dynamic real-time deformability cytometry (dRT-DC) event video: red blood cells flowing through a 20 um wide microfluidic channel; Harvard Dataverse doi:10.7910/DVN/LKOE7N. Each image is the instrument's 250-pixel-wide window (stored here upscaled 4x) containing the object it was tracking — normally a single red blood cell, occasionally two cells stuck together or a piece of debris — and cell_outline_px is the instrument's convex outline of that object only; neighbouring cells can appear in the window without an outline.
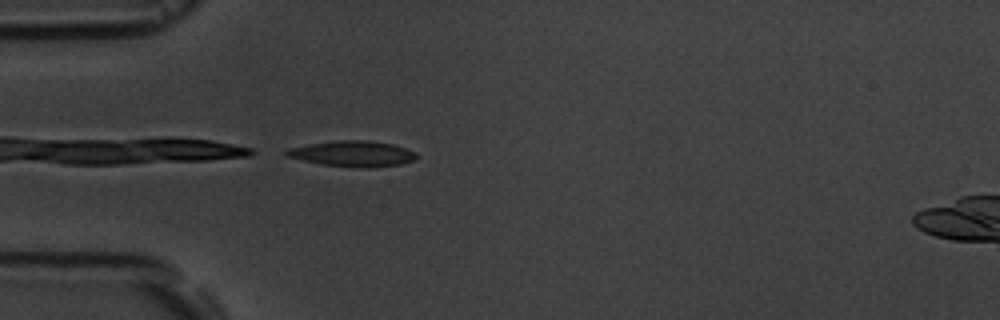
{"species": "common noctule bat (a hibernating species)", "species_latin": "Nyctalus noctula", "temperature_condition": "room temperature", "stored_images_in_passage": 1, "camera_frame_rate_fps": 3000, "um_per_image_px": 0.085, "animal": {"sex": "male", "body_mass_g": 19.5, "forearm_length_mm": 54.6}, "frame": {"image": 1, "passage_image": 1, "time_ms": 0.0, "image_size_px": [1000, 320], "cell_outline_px": [[416, 156], [412, 160], [400, 164], [368, 168], [364, 168], [320, 164], [284, 156], [284, 152], [288, 148], [312, 144], [340, 140], [368, 140], [392, 144], [416, 152]], "centroid_in_image_um": [29.94, 13.07], "position_along_channel_um": 55.1, "area_um2": 19.25}}